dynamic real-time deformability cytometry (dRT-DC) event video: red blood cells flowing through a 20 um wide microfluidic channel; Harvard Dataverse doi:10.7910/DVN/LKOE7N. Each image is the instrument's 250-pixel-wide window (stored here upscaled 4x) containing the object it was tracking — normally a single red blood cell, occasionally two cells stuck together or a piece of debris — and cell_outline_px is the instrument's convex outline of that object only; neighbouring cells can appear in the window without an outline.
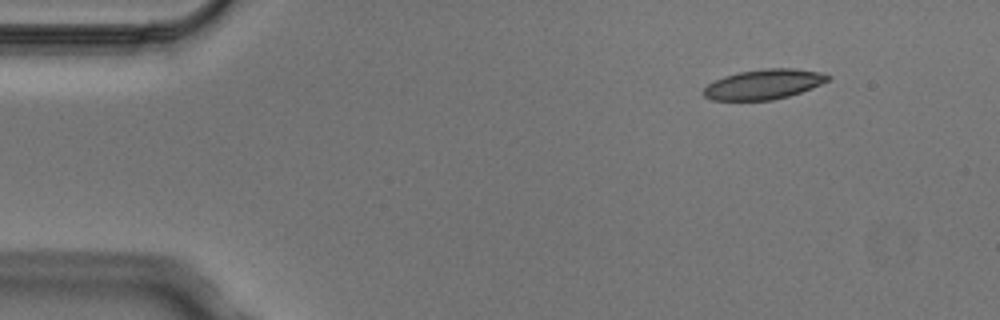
{"species": "Egyptian fruit bat (a non-hibernating species)", "species_latin": "Rousettus aegyptiacus", "temperature_condition": "cold", "stored_images_in_passage": 3, "camera_frame_rate_fps": 3000, "um_per_image_px": 0.085, "animal": {"sex": "male"}, "frame": {"image": 1, "passage_image": 1, "time_ms": 0.0, "image_size_px": [1000, 320], "cell_outline_px": [[832, 76], [828, 80], [820, 84], [800, 92], [788, 96], [772, 100], [712, 100], [704, 96], [704, 88], [708, 84], [724, 76], [740, 72], [764, 68], [792, 68], [820, 72]], "centroid_in_image_um": [64.91, 7.16], "position_along_channel_um": 20.1, "area_um2": 21.44}}